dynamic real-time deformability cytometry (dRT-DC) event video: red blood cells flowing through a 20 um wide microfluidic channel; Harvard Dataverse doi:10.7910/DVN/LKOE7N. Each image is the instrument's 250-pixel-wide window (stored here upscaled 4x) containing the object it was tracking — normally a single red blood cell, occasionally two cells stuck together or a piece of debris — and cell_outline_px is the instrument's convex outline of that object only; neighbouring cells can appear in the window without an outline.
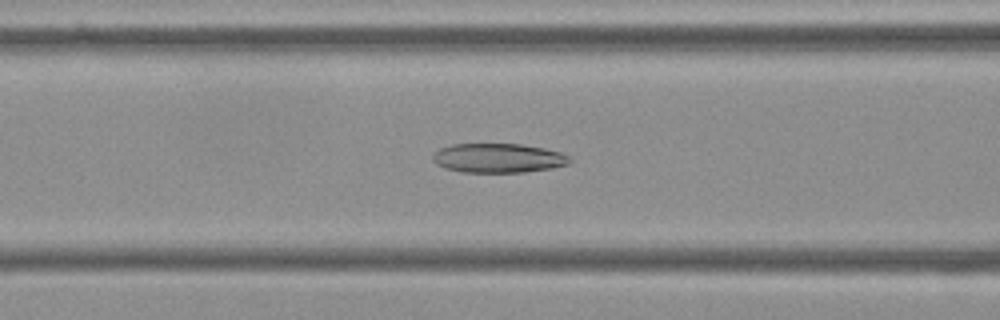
{"species": "Egyptian fruit bat (a non-hibernating species)", "species_latin": "Rousettus aegyptiacus", "temperature_condition": "cold", "stored_images_in_passage": 39, "camera_frame_rate_fps": 3000, "um_per_image_px": 0.085, "frame": {"image": 1, "passage_image": 6, "time_ms": 1.667, "image_size_px": [1000, 320], "cell_outline_px": [[572, 160], [568, 164], [552, 168], [524, 172], [460, 172], [444, 168], [436, 164], [432, 160], [432, 156], [440, 148], [452, 144], [520, 144], [544, 148], [560, 152], [568, 156]], "centroid_in_image_um": [42.33, 13.44], "position_along_channel_um": 124.3, "area_um2": 23.41}}
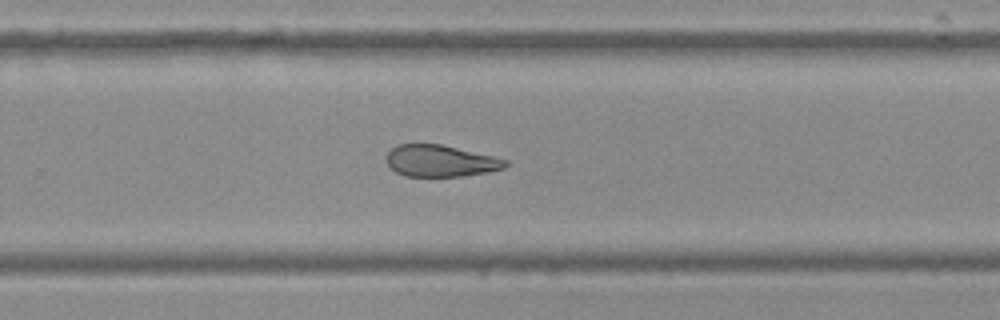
{"frame": {"image": 2, "passage_image": 20, "time_ms": 6.333, "image_size_px": [1000, 320], "cell_outline_px": [[508, 164], [504, 168], [488, 172], [464, 176], [404, 176], [396, 172], [388, 164], [384, 156], [396, 144], [440, 144], [492, 156], [508, 160]], "centroid_in_image_um": [37.41, 13.68], "position_along_channel_um": 292.4, "area_um2": 21.91}}
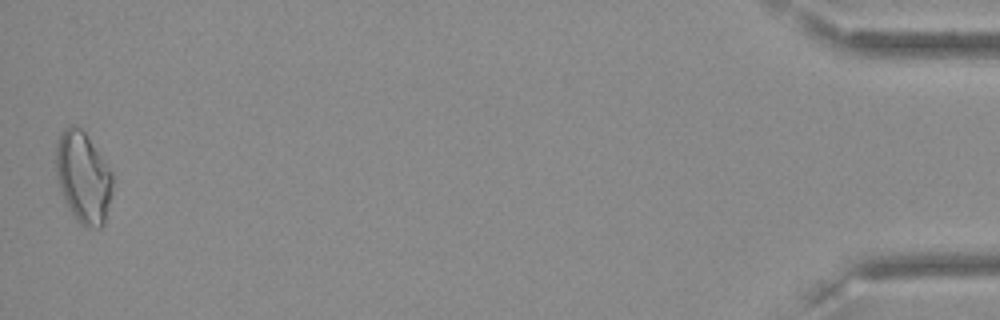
{"frame": {"image": 3, "passage_image": 39, "time_ms": 12.667, "image_size_px": [1000, 320], "cell_outline_px": [[112, 192], [104, 224], [100, 228], [92, 228], [80, 224], [76, 220], [68, 208], [64, 200], [56, 176], [56, 140], [64, 128], [72, 124], [80, 128], [84, 132], [112, 172]], "centroid_in_image_um": [7.05, 15.09], "position_along_channel_um": 428.1, "area_um2": 30.06}, "authors_computed_cell_mechanics": {"area_um2": 23.5824, "velocity_mm_per_s": 3.6056, "shape_relaxation_time_tau1_ms": null, "shape_relaxation_time_tau2_ms": 5.5383, "deformation_change_tau1": null, "deformation_change_tau2": 0.1392}}